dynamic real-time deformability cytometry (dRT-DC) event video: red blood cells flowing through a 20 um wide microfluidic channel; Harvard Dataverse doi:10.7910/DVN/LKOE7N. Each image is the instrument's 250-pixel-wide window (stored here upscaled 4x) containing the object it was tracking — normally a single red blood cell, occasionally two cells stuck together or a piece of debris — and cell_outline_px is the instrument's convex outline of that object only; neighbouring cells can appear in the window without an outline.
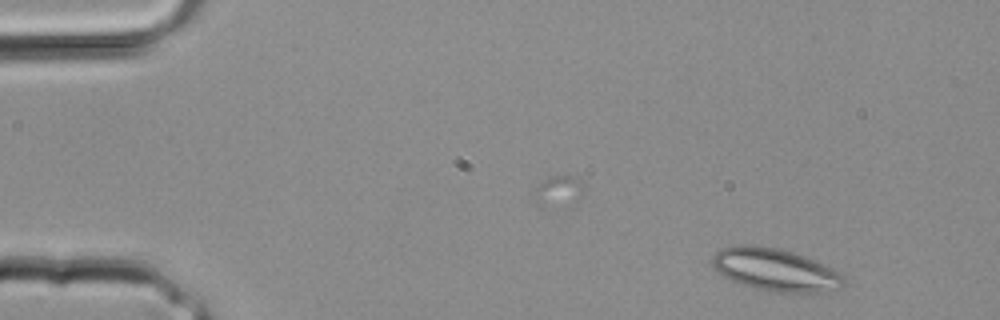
{"species": "common noctule bat (a hibernating species)", "species_latin": "Nyctalus noctula", "temperature_condition": "room temperature", "stored_images_in_passage": 26, "camera_frame_rate_fps": 3000, "um_per_image_px": 0.085, "animal": {"sex": "male", "body_mass_g": 20.4}, "frame": {"image": 1, "passage_image": 1, "time_ms": 0.0, "image_size_px": [1000, 320], "cell_outline_px": [[848, 280], [840, 288], [816, 292], [776, 292], [744, 284], [732, 280], [724, 276], [712, 264], [712, 256], [720, 248], [736, 244], [752, 244], [780, 248], [804, 256], [832, 268], [844, 276]], "centroid_in_image_um": [65.91, 22.9], "position_along_channel_um": 19.1, "area_um2": 32.31}}
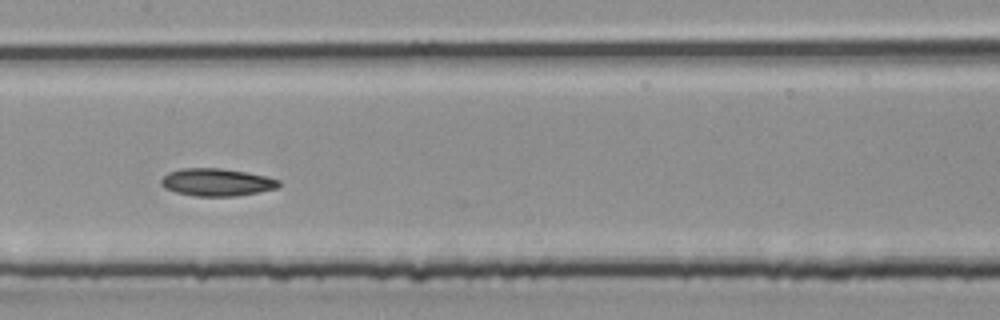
{"frame": {"image": 2, "passage_image": 14, "time_ms": 4.333, "image_size_px": [1000, 320], "cell_outline_px": [[280, 184], [276, 188], [236, 196], [196, 196], [176, 192], [164, 188], [160, 184], [160, 180], [168, 172], [180, 168], [220, 168], [248, 172], [280, 180]], "centroid_in_image_um": [18.38, 15.48], "position_along_channel_um": 189.0, "area_um2": 18.84}}
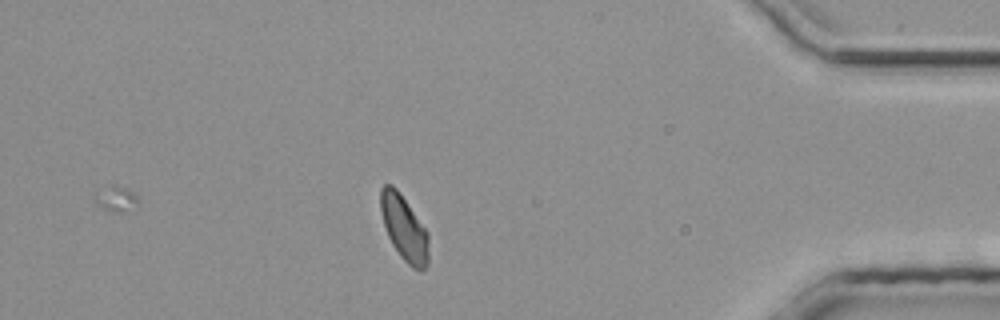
{"frame": {"image": 3, "passage_image": 26, "time_ms": 8.333, "image_size_px": [1000, 320], "cell_outline_px": [[428, 264], [420, 272], [412, 268], [400, 256], [392, 244], [388, 236], [380, 212], [380, 188], [384, 184], [392, 184], [400, 192], [428, 232]], "centroid_in_image_um": [34.34, 19.38], "position_along_channel_um": 400.9, "area_um2": 18.38}}